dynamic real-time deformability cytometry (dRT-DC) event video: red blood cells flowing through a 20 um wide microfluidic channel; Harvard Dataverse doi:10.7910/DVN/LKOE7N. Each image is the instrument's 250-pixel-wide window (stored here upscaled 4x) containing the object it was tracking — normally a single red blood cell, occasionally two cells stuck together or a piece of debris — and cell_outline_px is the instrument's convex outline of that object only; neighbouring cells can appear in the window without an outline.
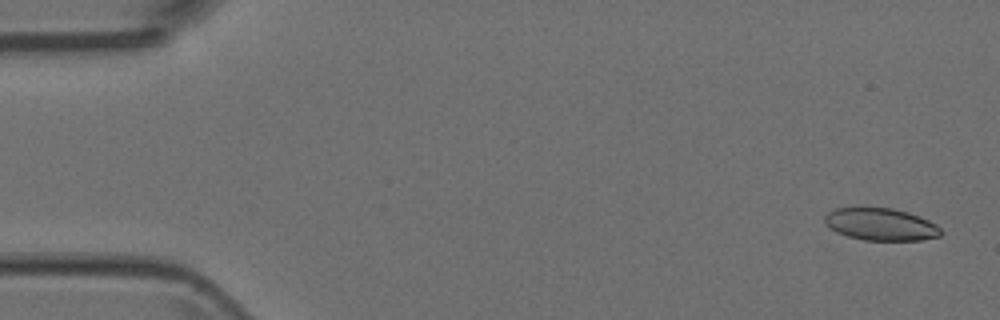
{"species": "Egyptian fruit bat (a non-hibernating species)", "species_latin": "Rousettus aegyptiacus", "temperature_condition": "room temperature", "stored_images_in_passage": 5, "camera_frame_rate_fps": 3000, "um_per_image_px": 0.085, "animal": {"sex": "female"}, "frame": {"image": 1, "passage_image": 1, "time_ms": 0.0, "image_size_px": [1000, 320], "cell_outline_px": [[944, 232], [940, 236], [920, 240], [864, 240], [848, 236], [836, 232], [824, 224], [824, 216], [828, 212], [836, 208], [856, 204], [860, 204], [892, 208], [908, 212], [920, 216], [936, 224]], "centroid_in_image_um": [74.81, 19.01], "position_along_channel_um": 10.2, "area_um2": 22.77}}
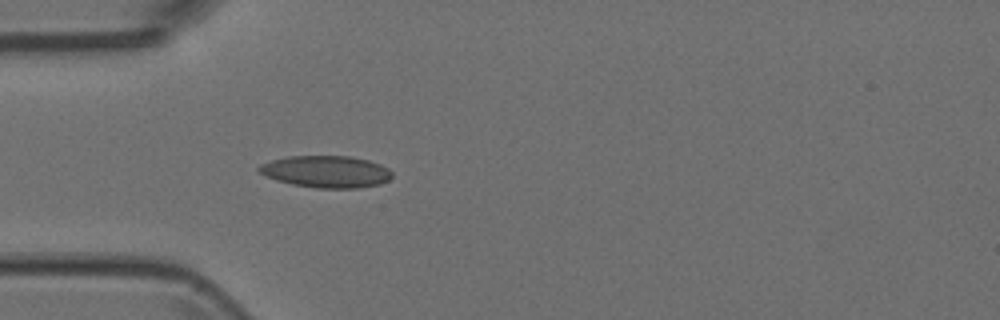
{"frame": {"image": 2, "passage_image": 5, "time_ms": 1.333, "image_size_px": [1000, 320], "cell_outline_px": [[392, 176], [388, 180], [380, 184], [360, 188], [316, 188], [292, 184], [276, 180], [260, 172], [256, 168], [260, 164], [272, 160], [288, 156], [348, 156], [368, 160], [380, 164], [388, 168], [392, 172]], "centroid_in_image_um": [27.74, 14.59], "position_along_channel_um": 57.3, "area_um2": 24.74}}